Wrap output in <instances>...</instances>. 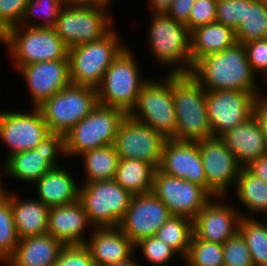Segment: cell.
<instances>
[{
    "mask_svg": "<svg viewBox=\"0 0 267 266\" xmlns=\"http://www.w3.org/2000/svg\"><path fill=\"white\" fill-rule=\"evenodd\" d=\"M148 80L128 115L147 124L165 139L175 136L177 116L172 94V74Z\"/></svg>",
    "mask_w": 267,
    "mask_h": 266,
    "instance_id": "cell-8",
    "label": "cell"
},
{
    "mask_svg": "<svg viewBox=\"0 0 267 266\" xmlns=\"http://www.w3.org/2000/svg\"><path fill=\"white\" fill-rule=\"evenodd\" d=\"M223 200L224 197L212 198L193 219L196 238L224 244L239 231L241 211L233 205H226Z\"/></svg>",
    "mask_w": 267,
    "mask_h": 266,
    "instance_id": "cell-20",
    "label": "cell"
},
{
    "mask_svg": "<svg viewBox=\"0 0 267 266\" xmlns=\"http://www.w3.org/2000/svg\"><path fill=\"white\" fill-rule=\"evenodd\" d=\"M170 216L168 207L152 192L133 195L118 228L135 245L144 238L154 236Z\"/></svg>",
    "mask_w": 267,
    "mask_h": 266,
    "instance_id": "cell-18",
    "label": "cell"
},
{
    "mask_svg": "<svg viewBox=\"0 0 267 266\" xmlns=\"http://www.w3.org/2000/svg\"><path fill=\"white\" fill-rule=\"evenodd\" d=\"M7 31L0 25V43H5Z\"/></svg>",
    "mask_w": 267,
    "mask_h": 266,
    "instance_id": "cell-52",
    "label": "cell"
},
{
    "mask_svg": "<svg viewBox=\"0 0 267 266\" xmlns=\"http://www.w3.org/2000/svg\"><path fill=\"white\" fill-rule=\"evenodd\" d=\"M193 235V220L176 215H171L155 233L156 237L173 248L178 257L183 259L188 253Z\"/></svg>",
    "mask_w": 267,
    "mask_h": 266,
    "instance_id": "cell-33",
    "label": "cell"
},
{
    "mask_svg": "<svg viewBox=\"0 0 267 266\" xmlns=\"http://www.w3.org/2000/svg\"><path fill=\"white\" fill-rule=\"evenodd\" d=\"M0 172L2 173V171H0ZM6 191H7V189L4 187V184H3L2 178H1V174H0V199L5 196Z\"/></svg>",
    "mask_w": 267,
    "mask_h": 266,
    "instance_id": "cell-53",
    "label": "cell"
},
{
    "mask_svg": "<svg viewBox=\"0 0 267 266\" xmlns=\"http://www.w3.org/2000/svg\"><path fill=\"white\" fill-rule=\"evenodd\" d=\"M235 36L241 44L267 38V7L263 0H245L244 20Z\"/></svg>",
    "mask_w": 267,
    "mask_h": 266,
    "instance_id": "cell-32",
    "label": "cell"
},
{
    "mask_svg": "<svg viewBox=\"0 0 267 266\" xmlns=\"http://www.w3.org/2000/svg\"><path fill=\"white\" fill-rule=\"evenodd\" d=\"M224 266H254L245 239L238 231L223 244Z\"/></svg>",
    "mask_w": 267,
    "mask_h": 266,
    "instance_id": "cell-39",
    "label": "cell"
},
{
    "mask_svg": "<svg viewBox=\"0 0 267 266\" xmlns=\"http://www.w3.org/2000/svg\"><path fill=\"white\" fill-rule=\"evenodd\" d=\"M63 156H66L65 137L50 132L35 149L13 154L1 168H5L7 176L31 185L51 169L59 167L58 160Z\"/></svg>",
    "mask_w": 267,
    "mask_h": 266,
    "instance_id": "cell-12",
    "label": "cell"
},
{
    "mask_svg": "<svg viewBox=\"0 0 267 266\" xmlns=\"http://www.w3.org/2000/svg\"><path fill=\"white\" fill-rule=\"evenodd\" d=\"M49 133L39 108L27 112L0 111V140L10 150L4 162L13 154L35 149Z\"/></svg>",
    "mask_w": 267,
    "mask_h": 266,
    "instance_id": "cell-15",
    "label": "cell"
},
{
    "mask_svg": "<svg viewBox=\"0 0 267 266\" xmlns=\"http://www.w3.org/2000/svg\"><path fill=\"white\" fill-rule=\"evenodd\" d=\"M156 168L142 160L119 159L114 180L132 195L152 191Z\"/></svg>",
    "mask_w": 267,
    "mask_h": 266,
    "instance_id": "cell-29",
    "label": "cell"
},
{
    "mask_svg": "<svg viewBox=\"0 0 267 266\" xmlns=\"http://www.w3.org/2000/svg\"><path fill=\"white\" fill-rule=\"evenodd\" d=\"M79 184V200L92 228L118 227L133 195L114 179Z\"/></svg>",
    "mask_w": 267,
    "mask_h": 266,
    "instance_id": "cell-7",
    "label": "cell"
},
{
    "mask_svg": "<svg viewBox=\"0 0 267 266\" xmlns=\"http://www.w3.org/2000/svg\"><path fill=\"white\" fill-rule=\"evenodd\" d=\"M90 228L92 226L80 200L49 207L47 234L64 245L85 244L87 242L85 231H89Z\"/></svg>",
    "mask_w": 267,
    "mask_h": 266,
    "instance_id": "cell-22",
    "label": "cell"
},
{
    "mask_svg": "<svg viewBox=\"0 0 267 266\" xmlns=\"http://www.w3.org/2000/svg\"><path fill=\"white\" fill-rule=\"evenodd\" d=\"M159 170L164 174L188 180L207 190V179L198 142L166 139Z\"/></svg>",
    "mask_w": 267,
    "mask_h": 266,
    "instance_id": "cell-21",
    "label": "cell"
},
{
    "mask_svg": "<svg viewBox=\"0 0 267 266\" xmlns=\"http://www.w3.org/2000/svg\"><path fill=\"white\" fill-rule=\"evenodd\" d=\"M67 168L59 166L45 173L35 184L36 199L48 207L66 205L79 200L78 182Z\"/></svg>",
    "mask_w": 267,
    "mask_h": 266,
    "instance_id": "cell-25",
    "label": "cell"
},
{
    "mask_svg": "<svg viewBox=\"0 0 267 266\" xmlns=\"http://www.w3.org/2000/svg\"><path fill=\"white\" fill-rule=\"evenodd\" d=\"M109 9L98 5L63 6L53 28L68 49L97 41L114 27Z\"/></svg>",
    "mask_w": 267,
    "mask_h": 266,
    "instance_id": "cell-11",
    "label": "cell"
},
{
    "mask_svg": "<svg viewBox=\"0 0 267 266\" xmlns=\"http://www.w3.org/2000/svg\"><path fill=\"white\" fill-rule=\"evenodd\" d=\"M190 75L206 90H238L254 96L261 91L247 60L245 47L239 42L198 59Z\"/></svg>",
    "mask_w": 267,
    "mask_h": 266,
    "instance_id": "cell-1",
    "label": "cell"
},
{
    "mask_svg": "<svg viewBox=\"0 0 267 266\" xmlns=\"http://www.w3.org/2000/svg\"><path fill=\"white\" fill-rule=\"evenodd\" d=\"M126 115L121 109L98 103L64 136L66 157H77L95 148L114 145L117 131Z\"/></svg>",
    "mask_w": 267,
    "mask_h": 266,
    "instance_id": "cell-9",
    "label": "cell"
},
{
    "mask_svg": "<svg viewBox=\"0 0 267 266\" xmlns=\"http://www.w3.org/2000/svg\"><path fill=\"white\" fill-rule=\"evenodd\" d=\"M63 6H89L92 0H60Z\"/></svg>",
    "mask_w": 267,
    "mask_h": 266,
    "instance_id": "cell-49",
    "label": "cell"
},
{
    "mask_svg": "<svg viewBox=\"0 0 267 266\" xmlns=\"http://www.w3.org/2000/svg\"><path fill=\"white\" fill-rule=\"evenodd\" d=\"M216 6L217 0H196L186 24L189 31L216 22Z\"/></svg>",
    "mask_w": 267,
    "mask_h": 266,
    "instance_id": "cell-43",
    "label": "cell"
},
{
    "mask_svg": "<svg viewBox=\"0 0 267 266\" xmlns=\"http://www.w3.org/2000/svg\"><path fill=\"white\" fill-rule=\"evenodd\" d=\"M29 0H0V25L6 30L20 26Z\"/></svg>",
    "mask_w": 267,
    "mask_h": 266,
    "instance_id": "cell-44",
    "label": "cell"
},
{
    "mask_svg": "<svg viewBox=\"0 0 267 266\" xmlns=\"http://www.w3.org/2000/svg\"><path fill=\"white\" fill-rule=\"evenodd\" d=\"M141 248L142 259L154 266H164L177 257L178 254L158 237L150 236L135 244V248ZM144 257V258H143Z\"/></svg>",
    "mask_w": 267,
    "mask_h": 266,
    "instance_id": "cell-38",
    "label": "cell"
},
{
    "mask_svg": "<svg viewBox=\"0 0 267 266\" xmlns=\"http://www.w3.org/2000/svg\"><path fill=\"white\" fill-rule=\"evenodd\" d=\"M246 168L267 183V153L252 161Z\"/></svg>",
    "mask_w": 267,
    "mask_h": 266,
    "instance_id": "cell-47",
    "label": "cell"
},
{
    "mask_svg": "<svg viewBox=\"0 0 267 266\" xmlns=\"http://www.w3.org/2000/svg\"><path fill=\"white\" fill-rule=\"evenodd\" d=\"M53 266H95L85 244L65 245Z\"/></svg>",
    "mask_w": 267,
    "mask_h": 266,
    "instance_id": "cell-42",
    "label": "cell"
},
{
    "mask_svg": "<svg viewBox=\"0 0 267 266\" xmlns=\"http://www.w3.org/2000/svg\"><path fill=\"white\" fill-rule=\"evenodd\" d=\"M85 245L95 266H110L132 257L135 245L118 228H92Z\"/></svg>",
    "mask_w": 267,
    "mask_h": 266,
    "instance_id": "cell-23",
    "label": "cell"
},
{
    "mask_svg": "<svg viewBox=\"0 0 267 266\" xmlns=\"http://www.w3.org/2000/svg\"><path fill=\"white\" fill-rule=\"evenodd\" d=\"M147 34L152 57L169 69L166 74H190L191 32L167 14H152Z\"/></svg>",
    "mask_w": 267,
    "mask_h": 266,
    "instance_id": "cell-3",
    "label": "cell"
},
{
    "mask_svg": "<svg viewBox=\"0 0 267 266\" xmlns=\"http://www.w3.org/2000/svg\"><path fill=\"white\" fill-rule=\"evenodd\" d=\"M19 197L18 192H10L14 224L19 239L47 234L49 207L36 198Z\"/></svg>",
    "mask_w": 267,
    "mask_h": 266,
    "instance_id": "cell-27",
    "label": "cell"
},
{
    "mask_svg": "<svg viewBox=\"0 0 267 266\" xmlns=\"http://www.w3.org/2000/svg\"><path fill=\"white\" fill-rule=\"evenodd\" d=\"M183 261L186 266H224L223 244L207 242L193 235Z\"/></svg>",
    "mask_w": 267,
    "mask_h": 266,
    "instance_id": "cell-37",
    "label": "cell"
},
{
    "mask_svg": "<svg viewBox=\"0 0 267 266\" xmlns=\"http://www.w3.org/2000/svg\"><path fill=\"white\" fill-rule=\"evenodd\" d=\"M245 0H217L216 22L236 31L244 20Z\"/></svg>",
    "mask_w": 267,
    "mask_h": 266,
    "instance_id": "cell-40",
    "label": "cell"
},
{
    "mask_svg": "<svg viewBox=\"0 0 267 266\" xmlns=\"http://www.w3.org/2000/svg\"><path fill=\"white\" fill-rule=\"evenodd\" d=\"M64 247L49 234L19 239L4 266H53Z\"/></svg>",
    "mask_w": 267,
    "mask_h": 266,
    "instance_id": "cell-26",
    "label": "cell"
},
{
    "mask_svg": "<svg viewBox=\"0 0 267 266\" xmlns=\"http://www.w3.org/2000/svg\"><path fill=\"white\" fill-rule=\"evenodd\" d=\"M119 37L112 28L97 41L68 49L71 83L97 89L106 70L126 47Z\"/></svg>",
    "mask_w": 267,
    "mask_h": 266,
    "instance_id": "cell-5",
    "label": "cell"
},
{
    "mask_svg": "<svg viewBox=\"0 0 267 266\" xmlns=\"http://www.w3.org/2000/svg\"><path fill=\"white\" fill-rule=\"evenodd\" d=\"M62 7L60 0H29L20 25L53 28Z\"/></svg>",
    "mask_w": 267,
    "mask_h": 266,
    "instance_id": "cell-35",
    "label": "cell"
},
{
    "mask_svg": "<svg viewBox=\"0 0 267 266\" xmlns=\"http://www.w3.org/2000/svg\"><path fill=\"white\" fill-rule=\"evenodd\" d=\"M196 0H173L167 15L176 22L186 25L190 19L192 7Z\"/></svg>",
    "mask_w": 267,
    "mask_h": 266,
    "instance_id": "cell-45",
    "label": "cell"
},
{
    "mask_svg": "<svg viewBox=\"0 0 267 266\" xmlns=\"http://www.w3.org/2000/svg\"><path fill=\"white\" fill-rule=\"evenodd\" d=\"M82 157L85 176L83 182L112 180L115 177L119 156L114 145H107L86 151Z\"/></svg>",
    "mask_w": 267,
    "mask_h": 266,
    "instance_id": "cell-31",
    "label": "cell"
},
{
    "mask_svg": "<svg viewBox=\"0 0 267 266\" xmlns=\"http://www.w3.org/2000/svg\"><path fill=\"white\" fill-rule=\"evenodd\" d=\"M148 7L152 14H166L173 0H148Z\"/></svg>",
    "mask_w": 267,
    "mask_h": 266,
    "instance_id": "cell-48",
    "label": "cell"
},
{
    "mask_svg": "<svg viewBox=\"0 0 267 266\" xmlns=\"http://www.w3.org/2000/svg\"><path fill=\"white\" fill-rule=\"evenodd\" d=\"M235 43V31L222 23L213 22L196 28L191 32L192 66L198 59L221 52Z\"/></svg>",
    "mask_w": 267,
    "mask_h": 266,
    "instance_id": "cell-28",
    "label": "cell"
},
{
    "mask_svg": "<svg viewBox=\"0 0 267 266\" xmlns=\"http://www.w3.org/2000/svg\"><path fill=\"white\" fill-rule=\"evenodd\" d=\"M243 45L253 73L256 77L262 75L264 79L267 76V38L253 40Z\"/></svg>",
    "mask_w": 267,
    "mask_h": 266,
    "instance_id": "cell-41",
    "label": "cell"
},
{
    "mask_svg": "<svg viewBox=\"0 0 267 266\" xmlns=\"http://www.w3.org/2000/svg\"><path fill=\"white\" fill-rule=\"evenodd\" d=\"M198 146L207 179V191L213 197H227L235 187L242 167L219 137L204 139L198 142Z\"/></svg>",
    "mask_w": 267,
    "mask_h": 266,
    "instance_id": "cell-17",
    "label": "cell"
},
{
    "mask_svg": "<svg viewBox=\"0 0 267 266\" xmlns=\"http://www.w3.org/2000/svg\"><path fill=\"white\" fill-rule=\"evenodd\" d=\"M263 1H264L265 6L267 7V0H263Z\"/></svg>",
    "mask_w": 267,
    "mask_h": 266,
    "instance_id": "cell-54",
    "label": "cell"
},
{
    "mask_svg": "<svg viewBox=\"0 0 267 266\" xmlns=\"http://www.w3.org/2000/svg\"><path fill=\"white\" fill-rule=\"evenodd\" d=\"M263 80L265 81V83H267V76Z\"/></svg>",
    "mask_w": 267,
    "mask_h": 266,
    "instance_id": "cell-55",
    "label": "cell"
},
{
    "mask_svg": "<svg viewBox=\"0 0 267 266\" xmlns=\"http://www.w3.org/2000/svg\"><path fill=\"white\" fill-rule=\"evenodd\" d=\"M17 71L30 92L31 108H38L71 83L69 59L30 63Z\"/></svg>",
    "mask_w": 267,
    "mask_h": 266,
    "instance_id": "cell-19",
    "label": "cell"
},
{
    "mask_svg": "<svg viewBox=\"0 0 267 266\" xmlns=\"http://www.w3.org/2000/svg\"><path fill=\"white\" fill-rule=\"evenodd\" d=\"M19 237L14 224L10 203V192L7 190L0 199V263L3 265L14 254Z\"/></svg>",
    "mask_w": 267,
    "mask_h": 266,
    "instance_id": "cell-36",
    "label": "cell"
},
{
    "mask_svg": "<svg viewBox=\"0 0 267 266\" xmlns=\"http://www.w3.org/2000/svg\"><path fill=\"white\" fill-rule=\"evenodd\" d=\"M234 190L237 200L251 213L247 215L241 212V217L251 218L254 213H262L267 217V183L265 181L243 167L239 171Z\"/></svg>",
    "mask_w": 267,
    "mask_h": 266,
    "instance_id": "cell-30",
    "label": "cell"
},
{
    "mask_svg": "<svg viewBox=\"0 0 267 266\" xmlns=\"http://www.w3.org/2000/svg\"><path fill=\"white\" fill-rule=\"evenodd\" d=\"M112 1L113 0H92V5H98V6L109 8L108 6H111Z\"/></svg>",
    "mask_w": 267,
    "mask_h": 266,
    "instance_id": "cell-51",
    "label": "cell"
},
{
    "mask_svg": "<svg viewBox=\"0 0 267 266\" xmlns=\"http://www.w3.org/2000/svg\"><path fill=\"white\" fill-rule=\"evenodd\" d=\"M97 105V89L70 83L38 108L49 132L65 136Z\"/></svg>",
    "mask_w": 267,
    "mask_h": 266,
    "instance_id": "cell-10",
    "label": "cell"
},
{
    "mask_svg": "<svg viewBox=\"0 0 267 266\" xmlns=\"http://www.w3.org/2000/svg\"><path fill=\"white\" fill-rule=\"evenodd\" d=\"M239 232L246 241L254 266H267V222L242 217Z\"/></svg>",
    "mask_w": 267,
    "mask_h": 266,
    "instance_id": "cell-34",
    "label": "cell"
},
{
    "mask_svg": "<svg viewBox=\"0 0 267 266\" xmlns=\"http://www.w3.org/2000/svg\"><path fill=\"white\" fill-rule=\"evenodd\" d=\"M135 257H136V255H133L132 257H130L129 259H127L123 262H119V263H116V264L110 265V266H140V264L138 263V259Z\"/></svg>",
    "mask_w": 267,
    "mask_h": 266,
    "instance_id": "cell-50",
    "label": "cell"
},
{
    "mask_svg": "<svg viewBox=\"0 0 267 266\" xmlns=\"http://www.w3.org/2000/svg\"><path fill=\"white\" fill-rule=\"evenodd\" d=\"M219 138L242 168L267 153V140L254 116L223 133Z\"/></svg>",
    "mask_w": 267,
    "mask_h": 266,
    "instance_id": "cell-24",
    "label": "cell"
},
{
    "mask_svg": "<svg viewBox=\"0 0 267 266\" xmlns=\"http://www.w3.org/2000/svg\"><path fill=\"white\" fill-rule=\"evenodd\" d=\"M133 51L126 46L114 59L97 88L98 103L118 108L126 114L135 107L144 78Z\"/></svg>",
    "mask_w": 267,
    "mask_h": 266,
    "instance_id": "cell-4",
    "label": "cell"
},
{
    "mask_svg": "<svg viewBox=\"0 0 267 266\" xmlns=\"http://www.w3.org/2000/svg\"><path fill=\"white\" fill-rule=\"evenodd\" d=\"M14 61V69L30 63L68 58V47L54 28L17 26L7 31L3 44Z\"/></svg>",
    "mask_w": 267,
    "mask_h": 266,
    "instance_id": "cell-6",
    "label": "cell"
},
{
    "mask_svg": "<svg viewBox=\"0 0 267 266\" xmlns=\"http://www.w3.org/2000/svg\"><path fill=\"white\" fill-rule=\"evenodd\" d=\"M151 192L168 207L171 215L184 216L191 220L214 198L205 188L164 174L159 169L154 173Z\"/></svg>",
    "mask_w": 267,
    "mask_h": 266,
    "instance_id": "cell-13",
    "label": "cell"
},
{
    "mask_svg": "<svg viewBox=\"0 0 267 266\" xmlns=\"http://www.w3.org/2000/svg\"><path fill=\"white\" fill-rule=\"evenodd\" d=\"M253 116L258 121L262 132L267 140V94L260 93L255 96L253 105Z\"/></svg>",
    "mask_w": 267,
    "mask_h": 266,
    "instance_id": "cell-46",
    "label": "cell"
},
{
    "mask_svg": "<svg viewBox=\"0 0 267 266\" xmlns=\"http://www.w3.org/2000/svg\"><path fill=\"white\" fill-rule=\"evenodd\" d=\"M165 138L152 127L126 115L117 131L114 147L119 159H137L159 169Z\"/></svg>",
    "mask_w": 267,
    "mask_h": 266,
    "instance_id": "cell-14",
    "label": "cell"
},
{
    "mask_svg": "<svg viewBox=\"0 0 267 266\" xmlns=\"http://www.w3.org/2000/svg\"><path fill=\"white\" fill-rule=\"evenodd\" d=\"M172 94L177 116L173 139L200 142L213 137L206 107V89L190 74H172Z\"/></svg>",
    "mask_w": 267,
    "mask_h": 266,
    "instance_id": "cell-2",
    "label": "cell"
},
{
    "mask_svg": "<svg viewBox=\"0 0 267 266\" xmlns=\"http://www.w3.org/2000/svg\"><path fill=\"white\" fill-rule=\"evenodd\" d=\"M255 96L238 90H206V107L213 137L246 122L253 116Z\"/></svg>",
    "mask_w": 267,
    "mask_h": 266,
    "instance_id": "cell-16",
    "label": "cell"
}]
</instances>
